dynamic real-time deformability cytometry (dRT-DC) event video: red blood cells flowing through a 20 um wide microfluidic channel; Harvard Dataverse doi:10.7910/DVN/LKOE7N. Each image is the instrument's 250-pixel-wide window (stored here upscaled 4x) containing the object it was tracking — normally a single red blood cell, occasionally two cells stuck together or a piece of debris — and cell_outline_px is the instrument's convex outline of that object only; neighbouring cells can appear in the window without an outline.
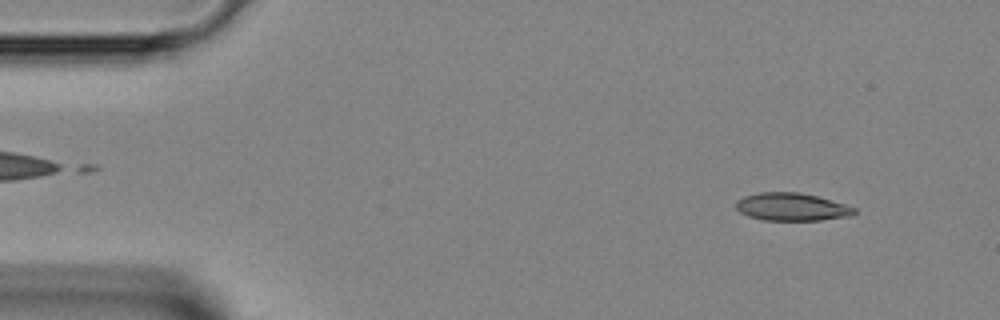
{"species": "Egyptian fruit bat (a non-hibernating species)", "species_latin": "Rousettus aegyptiacus", "temperature_condition": "room temperature", "stored_images_in_passage": 13, "camera_frame_rate_fps": 3000, "um_per_image_px": 0.085, "animal": {"sex": "female"}, "frame": {"image": 1, "passage_image": 3, "time_ms": 0.667, "image_size_px": [1000, 320], "cell_outline_px": [[856, 212], [852, 216], [820, 220], [764, 220], [748, 216], [740, 212], [736, 208], [736, 200], [744, 196], [756, 192], [800, 192], [816, 196], [844, 204], [856, 208]], "centroid_in_image_um": [67.28, 17.58], "position_along_channel_um": 17.7, "area_um2": 19.19}}